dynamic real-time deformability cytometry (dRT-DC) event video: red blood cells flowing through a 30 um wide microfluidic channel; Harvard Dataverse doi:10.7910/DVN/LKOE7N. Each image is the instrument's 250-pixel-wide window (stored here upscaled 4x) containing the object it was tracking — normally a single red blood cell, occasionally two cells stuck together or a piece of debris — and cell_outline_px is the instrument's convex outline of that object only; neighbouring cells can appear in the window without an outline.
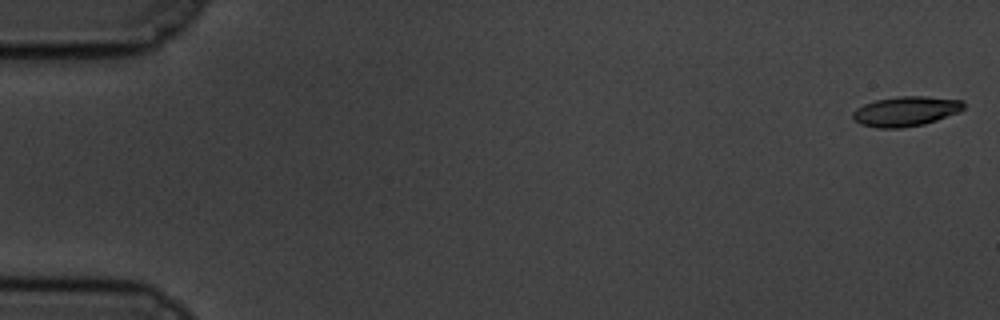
{"species": "common noctule bat (a hibernating species)", "species_latin": "Nyctalus noctula", "temperature_condition": "cold", "stored_images_in_passage": 59, "camera_frame_rate_fps": 3000, "um_per_image_px": 0.085, "animal": {"sex": "male", "body_mass_g": 19.5, "forearm_length_mm": 54.6}, "frame": {"image": 1, "passage_image": 1, "time_ms": 0.0, "image_size_px": [1000, 320], "cell_outline_px": [[964, 108], [960, 112], [924, 124], [900, 128], [876, 128], [860, 124], [852, 116], [852, 112], [856, 108], [864, 104], [876, 100], [896, 96], [924, 96], [964, 100]], "centroid_in_image_um": [77.0, 9.45], "position_along_channel_um": 8.0, "area_um2": 19.36}}
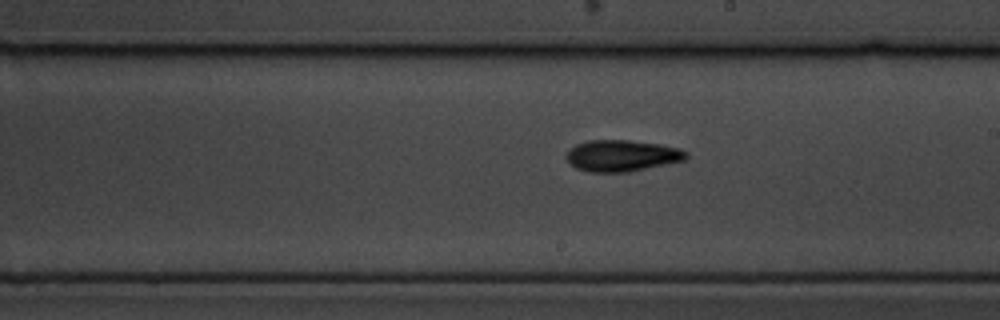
{"frame": {"image": 2, "passage_image": 34, "time_ms": 11.0, "image_size_px": [1000, 320], "cell_outline_px": [[688, 156], [684, 160], [628, 172], [588, 172], [576, 168], [564, 156], [576, 144], [588, 140], [628, 140], [660, 144], [680, 148], [688, 152]], "centroid_in_image_um": [52.87, 13.23], "position_along_channel_um": 236.1, "area_um2": 21.85}}
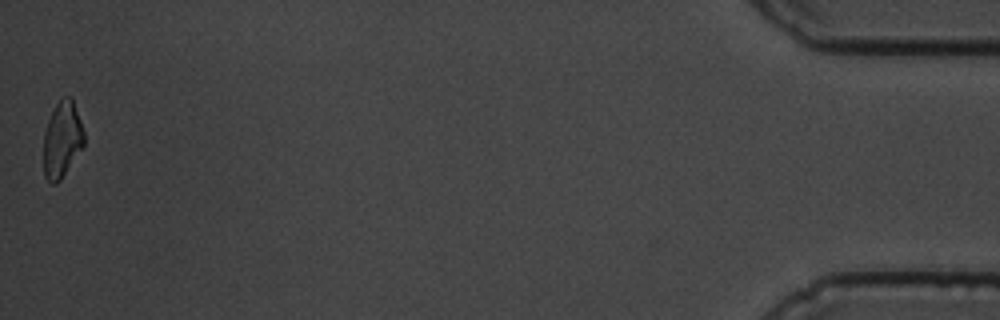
{"frame": {"image": 3, "passage_image": 59, "time_ms": 19.333, "image_size_px": [1000, 320], "cell_outline_px": [[84, 144], [60, 180], [56, 184], [52, 184], [44, 176], [44, 132], [48, 120], [56, 104], [64, 96], [72, 96], [84, 132]], "centroid_in_image_um": [5.27, 11.85], "position_along_channel_um": 429.9, "area_um2": 17.74}, "authors_computed_cell_mechanics": {"area_um2": 19.652, "velocity_mm_per_s": 3.4113, "shape_relaxation_time_tau1_ms": 3.2585, "shape_relaxation_time_tau2_ms": 5.7952, "deformation_change_tau1": 0.1184, "deformation_change_tau2": 0.137}}